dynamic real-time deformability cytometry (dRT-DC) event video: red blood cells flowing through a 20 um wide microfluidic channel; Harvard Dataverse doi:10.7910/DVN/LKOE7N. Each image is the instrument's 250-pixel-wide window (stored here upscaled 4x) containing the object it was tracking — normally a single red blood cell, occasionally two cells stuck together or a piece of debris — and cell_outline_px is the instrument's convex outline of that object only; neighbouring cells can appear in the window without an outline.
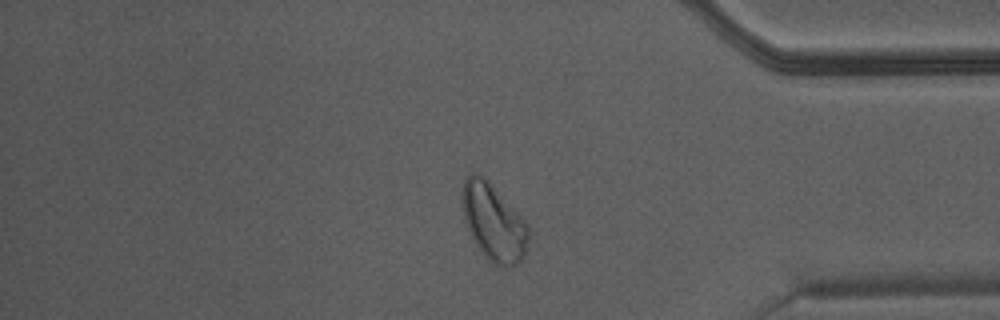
{"species": "Egyptian fruit bat (a non-hibernating species)", "species_latin": "Rousettus aegyptiacus", "temperature_condition": "warm", "stored_images_in_passage": 48, "camera_frame_rate_fps": 3000, "um_per_image_px": 0.085, "animal": {"sex": "male"}, "frame": {"image": 1, "passage_image": 41, "time_ms": 13.333, "image_size_px": [1000, 320], "cell_outline_px": [[528, 248], [524, 256], [516, 264], [496, 264], [484, 256], [476, 244], [468, 228], [464, 216], [460, 200], [464, 176], [472, 172], [480, 172], [488, 180], [528, 224]], "centroid_in_image_um": [41.92, 18.81], "position_along_channel_um": 393.3, "area_um2": 29.54}}